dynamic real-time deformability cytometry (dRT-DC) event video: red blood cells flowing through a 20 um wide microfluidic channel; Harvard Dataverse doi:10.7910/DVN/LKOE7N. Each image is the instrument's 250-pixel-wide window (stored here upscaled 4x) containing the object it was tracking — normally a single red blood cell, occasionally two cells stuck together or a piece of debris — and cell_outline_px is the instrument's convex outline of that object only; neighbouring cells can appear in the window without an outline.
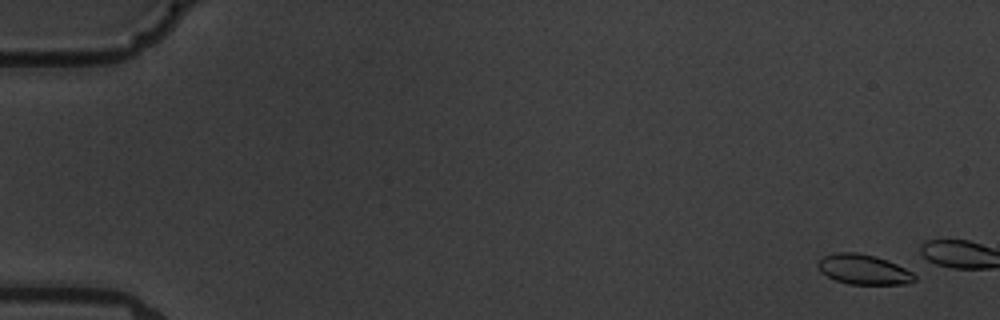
{"species": "common noctule bat (a hibernating species)", "species_latin": "Nyctalus noctula", "temperature_condition": "warm", "stored_images_in_passage": 4, "camera_frame_rate_fps": 3000, "um_per_image_px": 0.085, "animal": {"sex": "male", "body_mass_g": 19.5, "forearm_length_mm": 54.6}, "frame": {"image": 1, "passage_image": 1, "time_ms": 0.0, "image_size_px": [1000, 320], "cell_outline_px": [[916, 280], [908, 284], [848, 284], [836, 280], [820, 272], [816, 264], [824, 256], [836, 252], [856, 252], [876, 256], [888, 260], [912, 272], [916, 276]], "centroid_in_image_um": [73.4, 22.9], "position_along_channel_um": 11.6, "area_um2": 16.94}}